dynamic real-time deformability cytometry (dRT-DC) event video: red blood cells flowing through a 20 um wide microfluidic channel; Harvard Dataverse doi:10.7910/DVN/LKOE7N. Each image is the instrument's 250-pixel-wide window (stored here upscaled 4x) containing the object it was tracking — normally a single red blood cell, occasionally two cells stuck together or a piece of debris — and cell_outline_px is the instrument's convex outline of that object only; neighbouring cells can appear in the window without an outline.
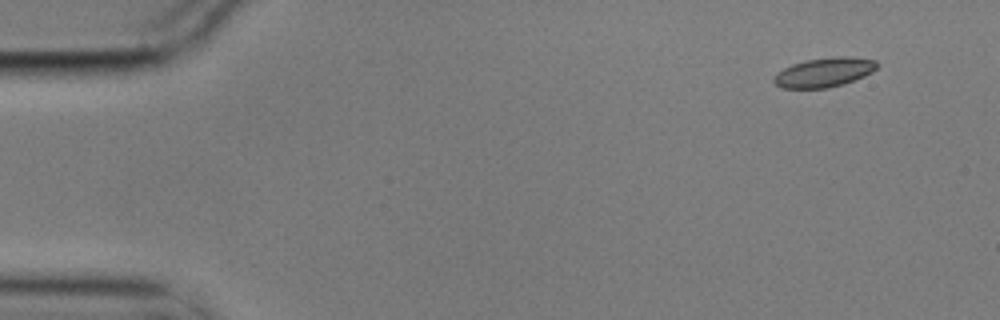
{"species": "common noctule bat (a hibernating species)", "species_latin": "Nyctalus noctula", "temperature_condition": "cold", "stored_images_in_passage": 4, "camera_frame_rate_fps": 3000, "um_per_image_px": 0.085, "animal": {"sex": "male", "body_mass_g": 17.9}, "frame": {"image": 1, "passage_image": 1, "time_ms": 0.0, "image_size_px": [1000, 320], "cell_outline_px": [[880, 64], [872, 72], [864, 76], [844, 84], [828, 88], [784, 88], [776, 84], [772, 80], [776, 72], [792, 64], [808, 60], [832, 56], [852, 56], [876, 60]], "centroid_in_image_um": [70.08, 6.14], "position_along_channel_um": 14.9, "area_um2": 17.8}}
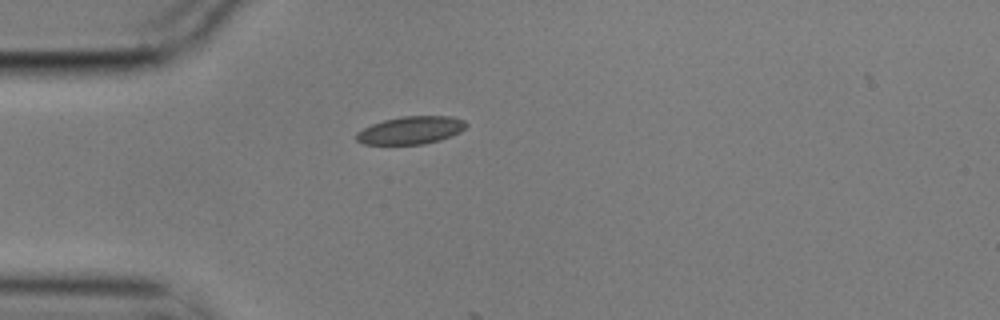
{"frame": {"image": 2, "passage_image": 4, "time_ms": 1.0, "image_size_px": [1000, 320], "cell_outline_px": [[468, 124], [460, 132], [440, 140], [424, 144], [364, 144], [356, 140], [356, 132], [372, 124], [384, 120], [400, 116], [452, 116], [464, 120]], "centroid_in_image_um": [34.92, 11.06], "position_along_channel_um": 50.1, "area_um2": 17.74}}